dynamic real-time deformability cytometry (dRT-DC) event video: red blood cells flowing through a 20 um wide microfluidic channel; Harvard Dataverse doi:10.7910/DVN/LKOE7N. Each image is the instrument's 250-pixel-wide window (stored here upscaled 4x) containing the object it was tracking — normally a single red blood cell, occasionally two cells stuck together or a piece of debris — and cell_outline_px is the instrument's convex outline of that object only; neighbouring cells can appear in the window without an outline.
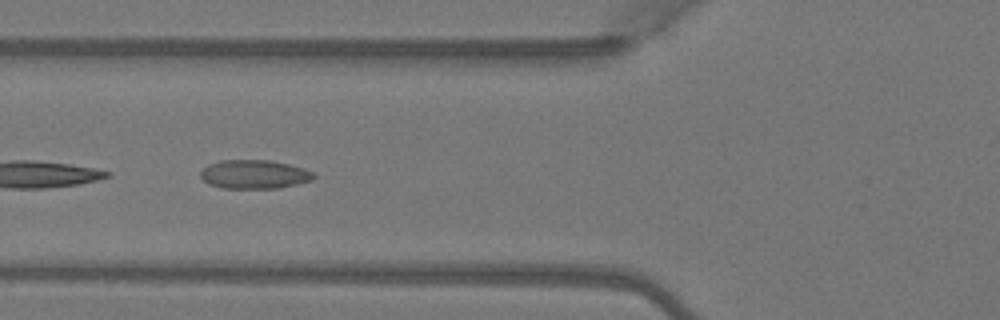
{"species": "Egyptian fruit bat (a non-hibernating species)", "species_latin": "Rousettus aegyptiacus", "temperature_condition": "warm", "stored_images_in_passage": 5, "camera_frame_rate_fps": 3000, "um_per_image_px": 0.085, "animal": {"sex": "female"}, "frame": {"image": 1, "passage_image": 5, "time_ms": 1.333, "image_size_px": [1000, 320], "cell_outline_px": [[316, 176], [312, 180], [280, 188], [224, 188], [208, 184], [200, 176], [200, 172], [208, 164], [220, 160], [268, 160], [288, 164], [304, 168], [312, 172]], "centroid_in_image_um": [21.6, 14.81], "position_along_channel_um": 104.2, "area_um2": 18.96}}